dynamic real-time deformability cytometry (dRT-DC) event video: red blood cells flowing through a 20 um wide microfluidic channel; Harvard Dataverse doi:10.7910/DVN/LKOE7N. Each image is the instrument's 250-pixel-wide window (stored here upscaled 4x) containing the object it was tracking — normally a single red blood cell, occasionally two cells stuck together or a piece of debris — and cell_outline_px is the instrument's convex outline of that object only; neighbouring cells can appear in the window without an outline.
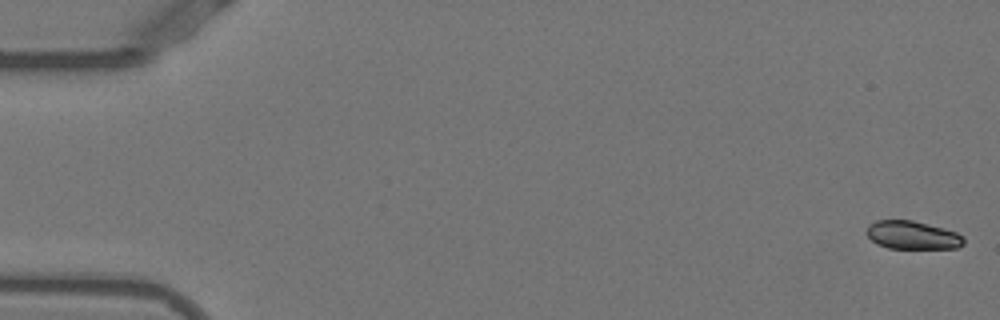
{"species": "Egyptian fruit bat (a non-hibernating species)", "species_latin": "Rousettus aegyptiacus", "temperature_condition": "warm", "stored_images_in_passage": 52, "camera_frame_rate_fps": 3000, "um_per_image_px": 0.085, "animal": {"sex": "female"}, "frame": {"image": 1, "passage_image": 1, "time_ms": 0.0, "image_size_px": [1000, 320], "cell_outline_px": [[964, 244], [956, 248], [888, 248], [876, 244], [864, 232], [868, 224], [876, 220], [912, 220], [944, 228], [956, 232], [964, 236]], "centroid_in_image_um": [77.53, 19.98], "position_along_channel_um": 7.5, "area_um2": 16.13}}
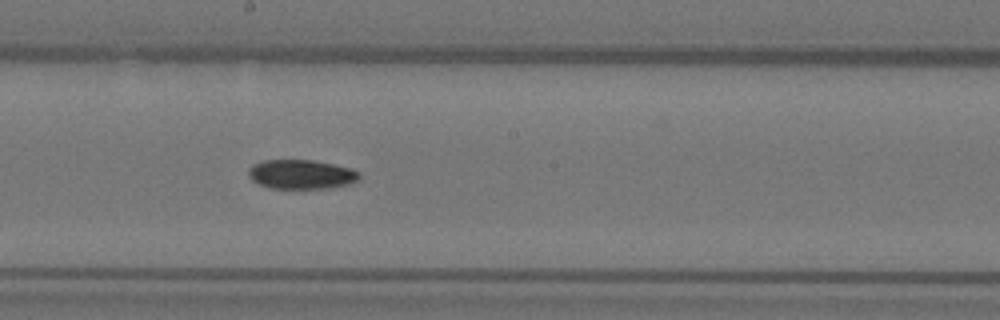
{"frame": {"image": 2, "passage_image": 29, "time_ms": 9.333, "image_size_px": [1000, 320], "cell_outline_px": [[360, 176], [356, 180], [348, 184], [332, 188], [268, 188], [252, 180], [248, 176], [248, 168], [252, 164], [264, 160], [312, 160], [352, 168], [360, 172]], "centroid_in_image_um": [25.59, 14.81], "position_along_channel_um": 222.6, "area_um2": 18.96}}
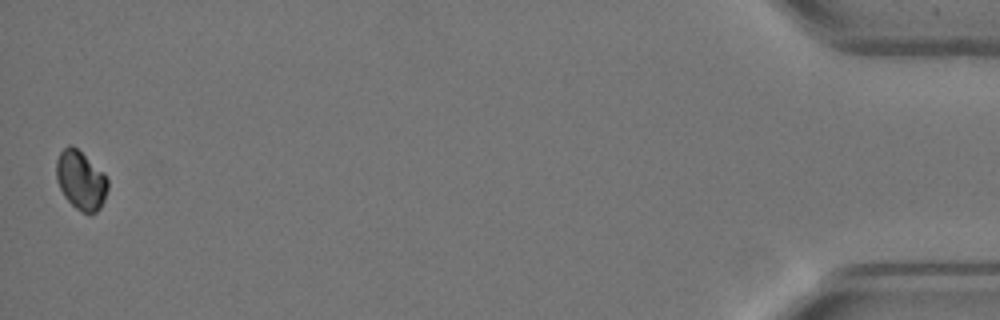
{"frame": {"image": 3, "passage_image": 52, "time_ms": 17.0, "image_size_px": [1000, 320], "cell_outline_px": [[108, 188], [104, 200], [100, 208], [96, 212], [88, 216], [80, 212], [64, 196], [56, 180], [56, 160], [60, 152], [68, 144], [72, 144], [104, 172], [108, 180]], "centroid_in_image_um": [6.87, 15.34], "position_along_channel_um": 428.3, "area_um2": 17.92}, "authors_computed_cell_mechanics": {"area_um2": 18.5538, "velocity_mm_per_s": 3.8753, "shape_relaxation_time_tau1_ms": 9.0327, "shape_relaxation_time_tau2_ms": null, "deformation_change_tau1": 0.1385, "deformation_change_tau2": null}}